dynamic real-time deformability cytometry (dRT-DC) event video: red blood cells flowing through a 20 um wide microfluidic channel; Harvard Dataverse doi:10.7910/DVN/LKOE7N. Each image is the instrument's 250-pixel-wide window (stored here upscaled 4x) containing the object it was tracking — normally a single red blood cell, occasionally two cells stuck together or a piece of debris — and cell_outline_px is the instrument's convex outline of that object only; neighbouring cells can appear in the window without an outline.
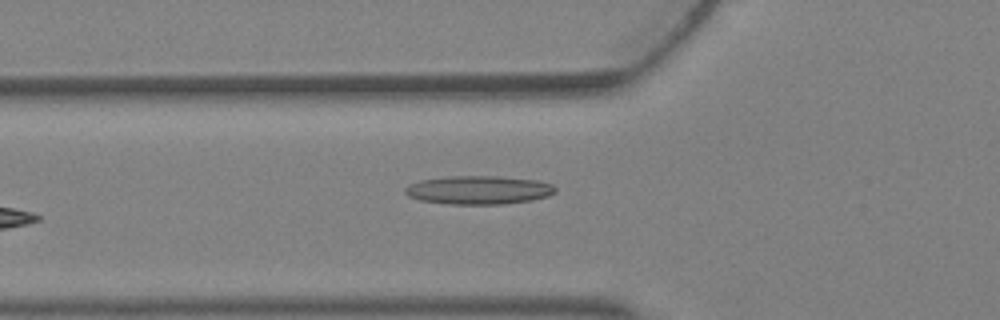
{"species": "Egyptian fruit bat (a non-hibernating species)", "species_latin": "Rousettus aegyptiacus", "temperature_condition": "warm", "stored_images_in_passage": 3, "camera_frame_rate_fps": 3000, "um_per_image_px": 0.085, "animal": {"sex": "female"}, "frame": {"image": 1, "passage_image": 3, "time_ms": 0.667, "image_size_px": [1000, 320], "cell_outline_px": [[556, 192], [548, 196], [532, 200], [504, 204], [448, 204], [420, 200], [408, 196], [404, 192], [404, 188], [408, 184], [420, 180], [448, 176], [496, 176], [536, 180], [552, 184], [556, 188]], "centroid_in_image_um": [40.67, 16.15], "position_along_channel_um": 85.1, "area_um2": 25.09}}